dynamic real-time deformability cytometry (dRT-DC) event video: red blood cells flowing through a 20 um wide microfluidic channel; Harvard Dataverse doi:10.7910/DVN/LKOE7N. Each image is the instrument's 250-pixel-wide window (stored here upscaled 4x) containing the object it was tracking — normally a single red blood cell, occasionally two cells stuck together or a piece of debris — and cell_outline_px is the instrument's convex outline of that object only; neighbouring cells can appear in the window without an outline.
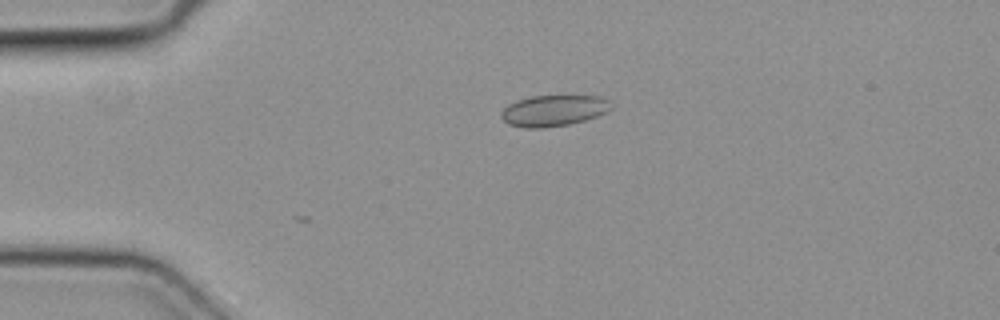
{"species": "common noctule bat (a hibernating species)", "species_latin": "Nyctalus noctula", "temperature_condition": "cold", "stored_images_in_passage": 5, "camera_frame_rate_fps": 3000, "um_per_image_px": 0.085, "animal": {"sex": "female", "body_mass_g": 19.3, "forearm_length_mm": 54.1}, "frame": {"image": 1, "passage_image": 5, "time_ms": 1.333, "image_size_px": [1000, 320], "cell_outline_px": [[612, 108], [608, 112], [584, 120], [568, 124], [544, 128], [524, 128], [508, 124], [500, 116], [500, 112], [508, 104], [516, 100], [532, 96], [600, 96], [608, 100]], "centroid_in_image_um": [47.03, 9.4], "position_along_channel_um": 38.0, "area_um2": 19.94}}